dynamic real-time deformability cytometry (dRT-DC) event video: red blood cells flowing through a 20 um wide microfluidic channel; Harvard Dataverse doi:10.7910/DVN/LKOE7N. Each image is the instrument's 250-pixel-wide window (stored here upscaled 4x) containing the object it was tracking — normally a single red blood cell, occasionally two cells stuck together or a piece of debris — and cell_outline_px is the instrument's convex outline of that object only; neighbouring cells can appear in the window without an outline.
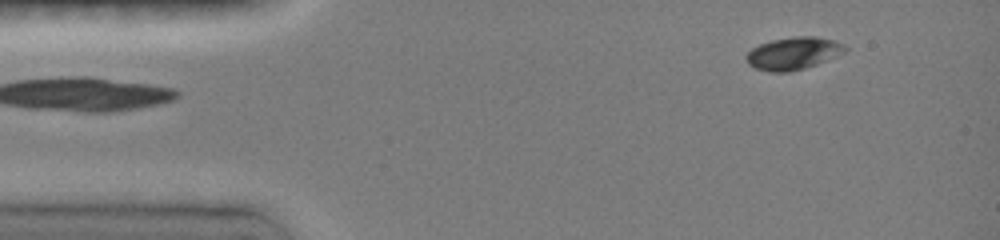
{"species": "common noctule bat (a hibernating species)", "species_latin": "Nyctalus noctula", "temperature_condition": "room temperature", "stored_images_in_passage": 13, "segment_of_instrument_passage": [2, 2], "camera_frame_rate_fps": 3000, "um_per_image_px": 0.085, "animal": {"sex": "female", "body_mass_g": 19.0, "forearm_length_mm": 51.5}, "frame": {"image": 1, "passage_image": 13, "time_ms": 4.0, "image_size_px": [1000, 240], "cell_outline_px": [[848, 48], [844, 52], [836, 56], [816, 64], [804, 68], [788, 72], [768, 72], [756, 68], [748, 64], [744, 56], [752, 48], [760, 44], [772, 40], [796, 36], [812, 36], [832, 40], [844, 44]], "centroid_in_image_um": [67.4, 4.54], "position_along_channel_um": 17.6, "area_um2": 18.55}}